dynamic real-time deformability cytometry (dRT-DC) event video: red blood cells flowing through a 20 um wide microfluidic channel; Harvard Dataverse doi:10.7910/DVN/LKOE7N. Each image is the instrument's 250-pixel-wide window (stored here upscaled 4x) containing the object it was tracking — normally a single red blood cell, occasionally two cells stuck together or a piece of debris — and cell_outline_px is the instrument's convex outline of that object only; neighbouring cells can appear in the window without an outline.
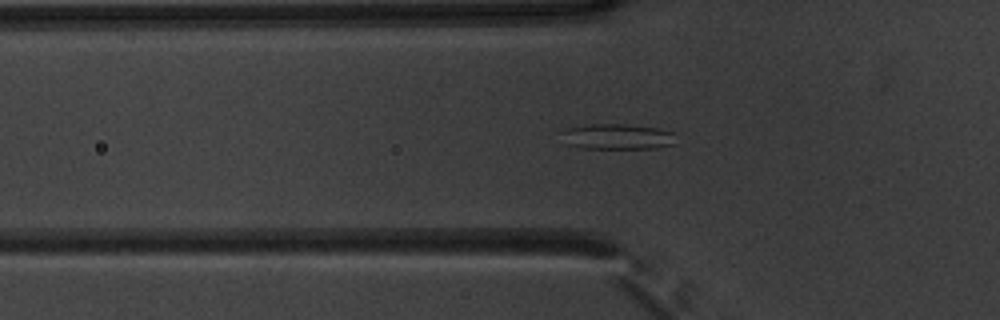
{"species": "common noctule bat (a hibernating species)", "species_latin": "Nyctalus noctula", "temperature_condition": "warm", "stored_images_in_passage": 55, "camera_frame_rate_fps": 3000, "um_per_image_px": 0.085, "animal": {"sex": "male", "body_mass_g": 20.1, "forearm_length_mm": 53.5}, "frame": {"image": 1, "passage_image": 19, "time_ms": 6.0, "image_size_px": [1000, 320], "cell_outline_px": [[676, 144], [656, 148], [580, 148], [564, 144], [560, 132], [568, 128], [588, 124], [624, 124], [656, 128], [672, 132]], "centroid_in_image_um": [52.41, 11.62], "position_along_channel_um": 73.4, "area_um2": 17.11}}
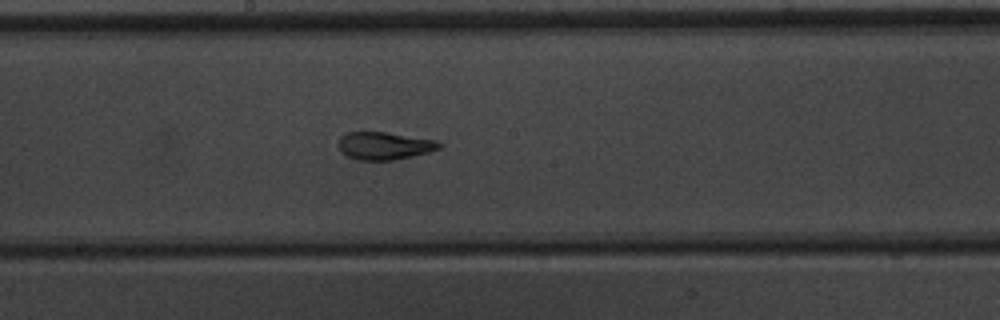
{"frame": {"image": 2, "passage_image": 30, "time_ms": 9.667, "image_size_px": [1000, 320], "cell_outline_px": [[444, 144], [440, 148], [428, 152], [412, 156], [392, 160], [356, 160], [340, 152], [340, 136], [348, 132], [384, 132], [436, 140]], "centroid_in_image_um": [32.68, 12.39], "position_along_channel_um": 215.5, "area_um2": 16.13}}
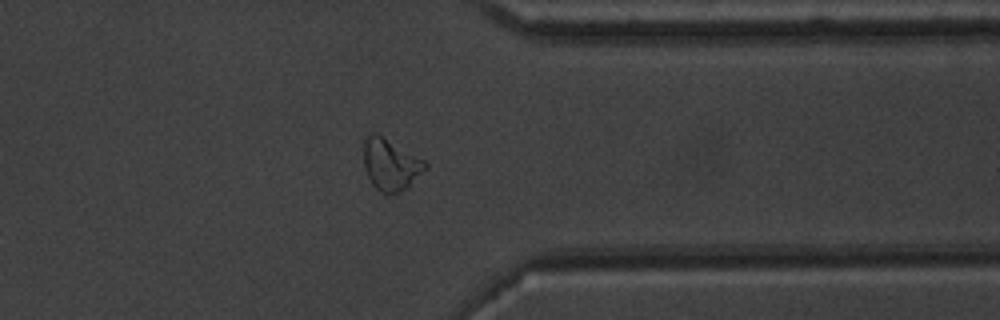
{"frame": {"image": 3, "passage_image": 43, "time_ms": 14.0, "image_size_px": [1000, 320], "cell_outline_px": [[428, 168], [408, 188], [400, 192], [388, 196], [380, 192], [372, 184], [364, 168], [364, 140], [372, 132], [376, 132], [424, 160], [428, 164]], "centroid_in_image_um": [33.21, 14.02], "position_along_channel_um": 378.2, "area_um2": 18.79}, "authors_computed_cell_mechanics": {"area_um2": 18.785, "velocity_mm_per_s": 3.8524, "shape_relaxation_time_tau1_ms": 4.6466, "shape_relaxation_time_tau2_ms": 1.4156, "deformation_change_tau1": 0.2033, "deformation_change_tau2": 0.082}}